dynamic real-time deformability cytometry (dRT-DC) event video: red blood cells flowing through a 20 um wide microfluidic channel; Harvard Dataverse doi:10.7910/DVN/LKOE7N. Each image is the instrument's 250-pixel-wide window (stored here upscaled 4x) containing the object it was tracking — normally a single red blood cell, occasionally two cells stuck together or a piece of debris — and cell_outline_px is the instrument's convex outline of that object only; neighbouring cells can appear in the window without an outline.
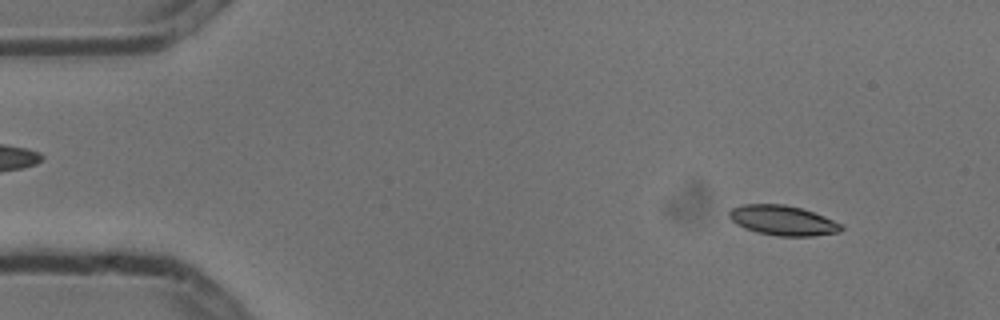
{"species": "common noctule bat (a hibernating species)", "species_latin": "Nyctalus noctula", "temperature_condition": "cold", "stored_images_in_passage": 2, "camera_frame_rate_fps": 3000, "um_per_image_px": 0.085, "animal": {"sex": "male", "body_mass_g": 13.3}, "frame": {"image": 1, "passage_image": 1, "time_ms": 0.0, "image_size_px": [1000, 320], "cell_outline_px": [[844, 228], [840, 232], [812, 236], [780, 236], [756, 232], [744, 228], [736, 224], [728, 216], [728, 212], [732, 208], [744, 204], [784, 204], [800, 208], [824, 216], [840, 224]], "centroid_in_image_um": [66.51, 18.74], "position_along_channel_um": 18.5, "area_um2": 19.42}}